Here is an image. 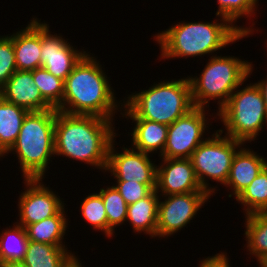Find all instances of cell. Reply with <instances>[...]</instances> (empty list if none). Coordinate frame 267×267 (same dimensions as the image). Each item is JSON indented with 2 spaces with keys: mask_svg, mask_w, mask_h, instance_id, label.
I'll return each mask as SVG.
<instances>
[{
  "mask_svg": "<svg viewBox=\"0 0 267 267\" xmlns=\"http://www.w3.org/2000/svg\"><path fill=\"white\" fill-rule=\"evenodd\" d=\"M113 125V120L100 116L57 111L55 155L105 170L110 145L116 138Z\"/></svg>",
  "mask_w": 267,
  "mask_h": 267,
  "instance_id": "cell-1",
  "label": "cell"
},
{
  "mask_svg": "<svg viewBox=\"0 0 267 267\" xmlns=\"http://www.w3.org/2000/svg\"><path fill=\"white\" fill-rule=\"evenodd\" d=\"M220 20V22H219ZM253 27L233 25L228 19L213 22H178L155 34L161 59L205 56L254 33Z\"/></svg>",
  "mask_w": 267,
  "mask_h": 267,
  "instance_id": "cell-2",
  "label": "cell"
},
{
  "mask_svg": "<svg viewBox=\"0 0 267 267\" xmlns=\"http://www.w3.org/2000/svg\"><path fill=\"white\" fill-rule=\"evenodd\" d=\"M101 66L97 58L86 53L64 80L62 103L56 110L114 120L115 112L122 108L120 104L123 103L117 102Z\"/></svg>",
  "mask_w": 267,
  "mask_h": 267,
  "instance_id": "cell-3",
  "label": "cell"
},
{
  "mask_svg": "<svg viewBox=\"0 0 267 267\" xmlns=\"http://www.w3.org/2000/svg\"><path fill=\"white\" fill-rule=\"evenodd\" d=\"M122 107V117L141 118L169 126L194 108L189 79L156 83L149 89L130 94L126 101L123 99Z\"/></svg>",
  "mask_w": 267,
  "mask_h": 267,
  "instance_id": "cell-4",
  "label": "cell"
},
{
  "mask_svg": "<svg viewBox=\"0 0 267 267\" xmlns=\"http://www.w3.org/2000/svg\"><path fill=\"white\" fill-rule=\"evenodd\" d=\"M56 112L54 108L29 112L16 142L6 153L16 154L24 179H43L49 170L50 158L55 156Z\"/></svg>",
  "mask_w": 267,
  "mask_h": 267,
  "instance_id": "cell-5",
  "label": "cell"
},
{
  "mask_svg": "<svg viewBox=\"0 0 267 267\" xmlns=\"http://www.w3.org/2000/svg\"><path fill=\"white\" fill-rule=\"evenodd\" d=\"M198 76H188L194 107L209 108L210 100H218V111L230 95L248 80L253 72L252 62L234 56L213 55Z\"/></svg>",
  "mask_w": 267,
  "mask_h": 267,
  "instance_id": "cell-6",
  "label": "cell"
},
{
  "mask_svg": "<svg viewBox=\"0 0 267 267\" xmlns=\"http://www.w3.org/2000/svg\"><path fill=\"white\" fill-rule=\"evenodd\" d=\"M224 124L225 134L245 143L257 140L267 124V109L260 87L256 83L234 91L226 104L215 113ZM265 124V126H264ZM227 130V131H226Z\"/></svg>",
  "mask_w": 267,
  "mask_h": 267,
  "instance_id": "cell-7",
  "label": "cell"
},
{
  "mask_svg": "<svg viewBox=\"0 0 267 267\" xmlns=\"http://www.w3.org/2000/svg\"><path fill=\"white\" fill-rule=\"evenodd\" d=\"M223 132V129H219L211 135V138L206 137L190 157L201 187L212 196L217 190L214 186L213 188L209 187L211 185H209L208 179L225 185L233 157L239 150L238 148L244 146L241 141L234 140L227 135L221 136Z\"/></svg>",
  "mask_w": 267,
  "mask_h": 267,
  "instance_id": "cell-8",
  "label": "cell"
},
{
  "mask_svg": "<svg viewBox=\"0 0 267 267\" xmlns=\"http://www.w3.org/2000/svg\"><path fill=\"white\" fill-rule=\"evenodd\" d=\"M206 111V108L194 107L168 126L167 141L160 158L190 159L193 151L206 139L203 135L211 125Z\"/></svg>",
  "mask_w": 267,
  "mask_h": 267,
  "instance_id": "cell-9",
  "label": "cell"
},
{
  "mask_svg": "<svg viewBox=\"0 0 267 267\" xmlns=\"http://www.w3.org/2000/svg\"><path fill=\"white\" fill-rule=\"evenodd\" d=\"M164 198V201L161 199ZM211 197L208 192H190L160 196L158 204L157 237H168L178 232L197 215Z\"/></svg>",
  "mask_w": 267,
  "mask_h": 267,
  "instance_id": "cell-10",
  "label": "cell"
},
{
  "mask_svg": "<svg viewBox=\"0 0 267 267\" xmlns=\"http://www.w3.org/2000/svg\"><path fill=\"white\" fill-rule=\"evenodd\" d=\"M111 143L105 172H111L117 181L138 182L156 189L157 164L153 163L148 153L133 148L123 147L120 153Z\"/></svg>",
  "mask_w": 267,
  "mask_h": 267,
  "instance_id": "cell-11",
  "label": "cell"
},
{
  "mask_svg": "<svg viewBox=\"0 0 267 267\" xmlns=\"http://www.w3.org/2000/svg\"><path fill=\"white\" fill-rule=\"evenodd\" d=\"M26 190L20 193L18 201L19 220L24 228L57 215L65 206L64 201L52 189L43 184L42 178L24 179Z\"/></svg>",
  "mask_w": 267,
  "mask_h": 267,
  "instance_id": "cell-12",
  "label": "cell"
},
{
  "mask_svg": "<svg viewBox=\"0 0 267 267\" xmlns=\"http://www.w3.org/2000/svg\"><path fill=\"white\" fill-rule=\"evenodd\" d=\"M62 37L51 34L49 24L41 22V67L64 81L87 52Z\"/></svg>",
  "mask_w": 267,
  "mask_h": 267,
  "instance_id": "cell-13",
  "label": "cell"
},
{
  "mask_svg": "<svg viewBox=\"0 0 267 267\" xmlns=\"http://www.w3.org/2000/svg\"><path fill=\"white\" fill-rule=\"evenodd\" d=\"M157 165L156 191L159 196L207 192L196 176L191 160L186 158H161Z\"/></svg>",
  "mask_w": 267,
  "mask_h": 267,
  "instance_id": "cell-14",
  "label": "cell"
},
{
  "mask_svg": "<svg viewBox=\"0 0 267 267\" xmlns=\"http://www.w3.org/2000/svg\"><path fill=\"white\" fill-rule=\"evenodd\" d=\"M0 96L29 112L53 109L40 94L33 80V71L16 70L0 89Z\"/></svg>",
  "mask_w": 267,
  "mask_h": 267,
  "instance_id": "cell-15",
  "label": "cell"
},
{
  "mask_svg": "<svg viewBox=\"0 0 267 267\" xmlns=\"http://www.w3.org/2000/svg\"><path fill=\"white\" fill-rule=\"evenodd\" d=\"M241 147L233 157L230 173L225 187L231 188L228 197H238L267 166V160L250 148Z\"/></svg>",
  "mask_w": 267,
  "mask_h": 267,
  "instance_id": "cell-16",
  "label": "cell"
},
{
  "mask_svg": "<svg viewBox=\"0 0 267 267\" xmlns=\"http://www.w3.org/2000/svg\"><path fill=\"white\" fill-rule=\"evenodd\" d=\"M16 67L19 71L41 68V22L32 18L20 31L13 33Z\"/></svg>",
  "mask_w": 267,
  "mask_h": 267,
  "instance_id": "cell-17",
  "label": "cell"
},
{
  "mask_svg": "<svg viewBox=\"0 0 267 267\" xmlns=\"http://www.w3.org/2000/svg\"><path fill=\"white\" fill-rule=\"evenodd\" d=\"M128 119H131L132 123L135 121L130 134L132 148L152 155L158 151V156H161L167 141L168 125L141 118Z\"/></svg>",
  "mask_w": 267,
  "mask_h": 267,
  "instance_id": "cell-18",
  "label": "cell"
},
{
  "mask_svg": "<svg viewBox=\"0 0 267 267\" xmlns=\"http://www.w3.org/2000/svg\"><path fill=\"white\" fill-rule=\"evenodd\" d=\"M159 195L153 190L148 196L127 206L126 221L133 227L137 234L144 232L150 237H157V219Z\"/></svg>",
  "mask_w": 267,
  "mask_h": 267,
  "instance_id": "cell-19",
  "label": "cell"
},
{
  "mask_svg": "<svg viewBox=\"0 0 267 267\" xmlns=\"http://www.w3.org/2000/svg\"><path fill=\"white\" fill-rule=\"evenodd\" d=\"M28 113L26 109L9 103L0 96V158L6 156L16 142Z\"/></svg>",
  "mask_w": 267,
  "mask_h": 267,
  "instance_id": "cell-20",
  "label": "cell"
},
{
  "mask_svg": "<svg viewBox=\"0 0 267 267\" xmlns=\"http://www.w3.org/2000/svg\"><path fill=\"white\" fill-rule=\"evenodd\" d=\"M245 218L247 251L255 256L259 267H267V212L251 213Z\"/></svg>",
  "mask_w": 267,
  "mask_h": 267,
  "instance_id": "cell-21",
  "label": "cell"
},
{
  "mask_svg": "<svg viewBox=\"0 0 267 267\" xmlns=\"http://www.w3.org/2000/svg\"><path fill=\"white\" fill-rule=\"evenodd\" d=\"M65 207L54 216L25 227L29 241L46 243L54 246H65L62 242L68 227Z\"/></svg>",
  "mask_w": 267,
  "mask_h": 267,
  "instance_id": "cell-22",
  "label": "cell"
},
{
  "mask_svg": "<svg viewBox=\"0 0 267 267\" xmlns=\"http://www.w3.org/2000/svg\"><path fill=\"white\" fill-rule=\"evenodd\" d=\"M66 247L29 241L22 262L27 267H63L74 255Z\"/></svg>",
  "mask_w": 267,
  "mask_h": 267,
  "instance_id": "cell-23",
  "label": "cell"
},
{
  "mask_svg": "<svg viewBox=\"0 0 267 267\" xmlns=\"http://www.w3.org/2000/svg\"><path fill=\"white\" fill-rule=\"evenodd\" d=\"M28 242L26 230L22 225L14 223L12 228L4 229L0 233V267L22 262Z\"/></svg>",
  "mask_w": 267,
  "mask_h": 267,
  "instance_id": "cell-24",
  "label": "cell"
},
{
  "mask_svg": "<svg viewBox=\"0 0 267 267\" xmlns=\"http://www.w3.org/2000/svg\"><path fill=\"white\" fill-rule=\"evenodd\" d=\"M235 199L243 205L244 215L267 212V166Z\"/></svg>",
  "mask_w": 267,
  "mask_h": 267,
  "instance_id": "cell-25",
  "label": "cell"
},
{
  "mask_svg": "<svg viewBox=\"0 0 267 267\" xmlns=\"http://www.w3.org/2000/svg\"><path fill=\"white\" fill-rule=\"evenodd\" d=\"M99 193L101 194L105 206L107 215V237L110 238L114 236V227L125 223L128 204L113 185L105 189L101 188Z\"/></svg>",
  "mask_w": 267,
  "mask_h": 267,
  "instance_id": "cell-26",
  "label": "cell"
},
{
  "mask_svg": "<svg viewBox=\"0 0 267 267\" xmlns=\"http://www.w3.org/2000/svg\"><path fill=\"white\" fill-rule=\"evenodd\" d=\"M33 80L43 99L52 108L57 109L62 103L64 81L42 67L33 70Z\"/></svg>",
  "mask_w": 267,
  "mask_h": 267,
  "instance_id": "cell-27",
  "label": "cell"
},
{
  "mask_svg": "<svg viewBox=\"0 0 267 267\" xmlns=\"http://www.w3.org/2000/svg\"><path fill=\"white\" fill-rule=\"evenodd\" d=\"M80 209L81 215L93 229L101 230L107 236V215L101 194L96 192L86 196Z\"/></svg>",
  "mask_w": 267,
  "mask_h": 267,
  "instance_id": "cell-28",
  "label": "cell"
},
{
  "mask_svg": "<svg viewBox=\"0 0 267 267\" xmlns=\"http://www.w3.org/2000/svg\"><path fill=\"white\" fill-rule=\"evenodd\" d=\"M217 3L219 6L215 15L228 19L233 25L243 16L248 18L257 13L258 0H217Z\"/></svg>",
  "mask_w": 267,
  "mask_h": 267,
  "instance_id": "cell-29",
  "label": "cell"
},
{
  "mask_svg": "<svg viewBox=\"0 0 267 267\" xmlns=\"http://www.w3.org/2000/svg\"><path fill=\"white\" fill-rule=\"evenodd\" d=\"M16 70L13 34L0 36V89Z\"/></svg>",
  "mask_w": 267,
  "mask_h": 267,
  "instance_id": "cell-30",
  "label": "cell"
},
{
  "mask_svg": "<svg viewBox=\"0 0 267 267\" xmlns=\"http://www.w3.org/2000/svg\"><path fill=\"white\" fill-rule=\"evenodd\" d=\"M114 188L120 193L124 201L130 205L148 196L153 190L146 184L129 181H115ZM117 184V185H116Z\"/></svg>",
  "mask_w": 267,
  "mask_h": 267,
  "instance_id": "cell-31",
  "label": "cell"
},
{
  "mask_svg": "<svg viewBox=\"0 0 267 267\" xmlns=\"http://www.w3.org/2000/svg\"><path fill=\"white\" fill-rule=\"evenodd\" d=\"M226 253H217L200 261L199 267H231Z\"/></svg>",
  "mask_w": 267,
  "mask_h": 267,
  "instance_id": "cell-32",
  "label": "cell"
},
{
  "mask_svg": "<svg viewBox=\"0 0 267 267\" xmlns=\"http://www.w3.org/2000/svg\"><path fill=\"white\" fill-rule=\"evenodd\" d=\"M266 43H267V41H266ZM256 84L260 87V90L262 91V94H263V97H264V101H265V105H266V109H267V78L263 79L261 81H258Z\"/></svg>",
  "mask_w": 267,
  "mask_h": 267,
  "instance_id": "cell-33",
  "label": "cell"
},
{
  "mask_svg": "<svg viewBox=\"0 0 267 267\" xmlns=\"http://www.w3.org/2000/svg\"><path fill=\"white\" fill-rule=\"evenodd\" d=\"M80 262L74 254L63 267H82L83 265Z\"/></svg>",
  "mask_w": 267,
  "mask_h": 267,
  "instance_id": "cell-34",
  "label": "cell"
},
{
  "mask_svg": "<svg viewBox=\"0 0 267 267\" xmlns=\"http://www.w3.org/2000/svg\"><path fill=\"white\" fill-rule=\"evenodd\" d=\"M4 267H27L23 262L10 263Z\"/></svg>",
  "mask_w": 267,
  "mask_h": 267,
  "instance_id": "cell-35",
  "label": "cell"
}]
</instances>
